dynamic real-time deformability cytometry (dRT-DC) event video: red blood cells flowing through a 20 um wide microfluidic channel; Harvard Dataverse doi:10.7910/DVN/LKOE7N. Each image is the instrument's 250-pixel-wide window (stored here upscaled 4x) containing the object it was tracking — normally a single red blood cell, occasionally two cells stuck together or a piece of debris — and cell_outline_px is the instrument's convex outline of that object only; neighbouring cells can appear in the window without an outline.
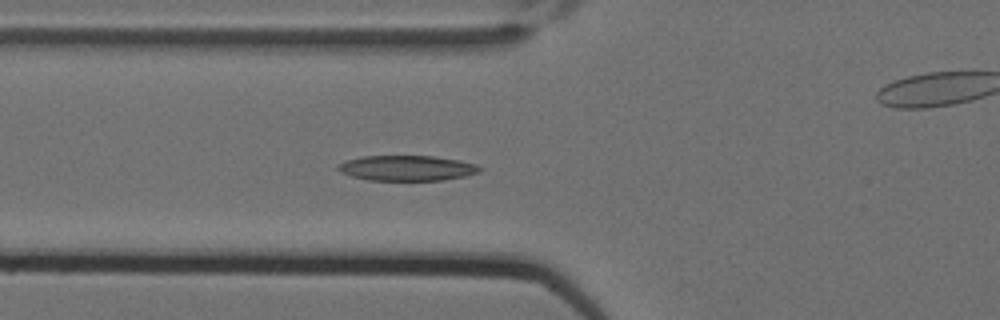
{"species": "Egyptian fruit bat (a non-hibernating species)", "species_latin": "Rousettus aegyptiacus", "temperature_condition": "cold", "stored_images_in_passage": 6, "camera_frame_rate_fps": 3000, "um_per_image_px": 0.085, "animal": {"sex": "female"}, "frame": {"image": 1, "passage_image": 5, "time_ms": 1.333, "image_size_px": [1000, 320], "cell_outline_px": [[484, 168], [480, 172], [464, 176], [444, 180], [368, 180], [352, 176], [340, 172], [336, 168], [336, 164], [344, 160], [364, 156], [432, 156], [460, 160], [476, 164]], "centroid_in_image_um": [34.58, 14.28], "position_along_channel_um": 91.2, "area_um2": 21.04}}